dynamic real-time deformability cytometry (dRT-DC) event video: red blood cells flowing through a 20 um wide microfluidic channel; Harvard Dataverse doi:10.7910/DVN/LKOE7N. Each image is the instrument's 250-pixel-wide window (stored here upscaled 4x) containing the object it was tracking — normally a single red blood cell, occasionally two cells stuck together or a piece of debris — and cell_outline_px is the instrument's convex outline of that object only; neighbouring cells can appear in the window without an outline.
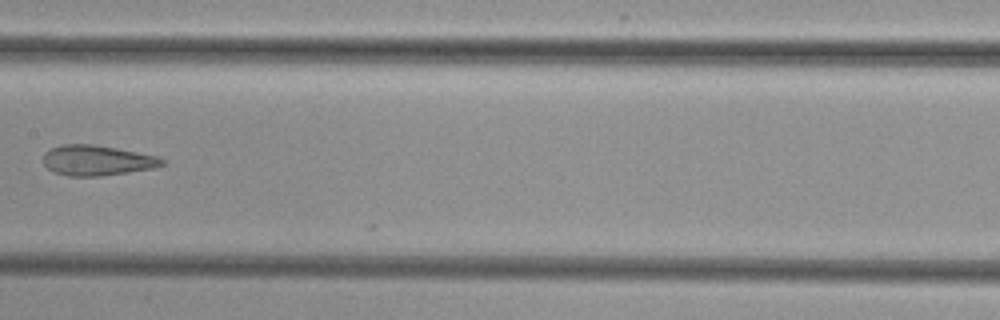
{"species": "common noctule bat (a hibernating species)", "species_latin": "Nyctalus noctula", "temperature_condition": "cold", "stored_images_in_passage": 11, "camera_frame_rate_fps": 3000, "um_per_image_px": 0.085, "animal": {"sex": "female", "body_mass_g": 29.2, "forearm_length_mm": 56.3}, "frame": {"image": 1, "passage_image": 10, "time_ms": 11.333, "image_size_px": [1000, 320], "cell_outline_px": [[164, 164], [152, 168], [128, 172], [100, 176], [68, 176], [52, 172], [44, 164], [44, 152], [52, 148], [64, 144], [92, 144], [116, 148], [156, 156], [164, 160]], "centroid_in_image_um": [8.2, 13.64], "position_along_channel_um": 199.2, "area_um2": 20.75}}
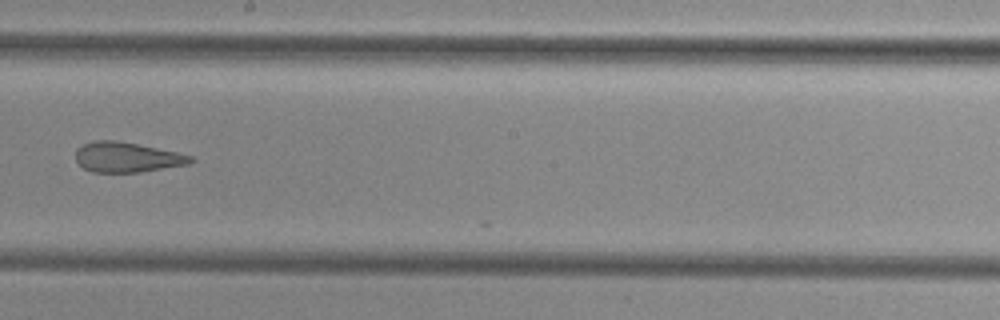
{"frame": {"image": 2, "passage_image": 11, "time_ms": 12.333, "image_size_px": [1000, 320], "cell_outline_px": [[196, 160], [188, 164], [140, 172], [92, 172], [84, 168], [76, 160], [76, 148], [84, 144], [96, 140], [116, 140], [176, 152], [192, 156]], "centroid_in_image_um": [10.78, 13.36], "position_along_channel_um": 237.4, "area_um2": 19.94}}